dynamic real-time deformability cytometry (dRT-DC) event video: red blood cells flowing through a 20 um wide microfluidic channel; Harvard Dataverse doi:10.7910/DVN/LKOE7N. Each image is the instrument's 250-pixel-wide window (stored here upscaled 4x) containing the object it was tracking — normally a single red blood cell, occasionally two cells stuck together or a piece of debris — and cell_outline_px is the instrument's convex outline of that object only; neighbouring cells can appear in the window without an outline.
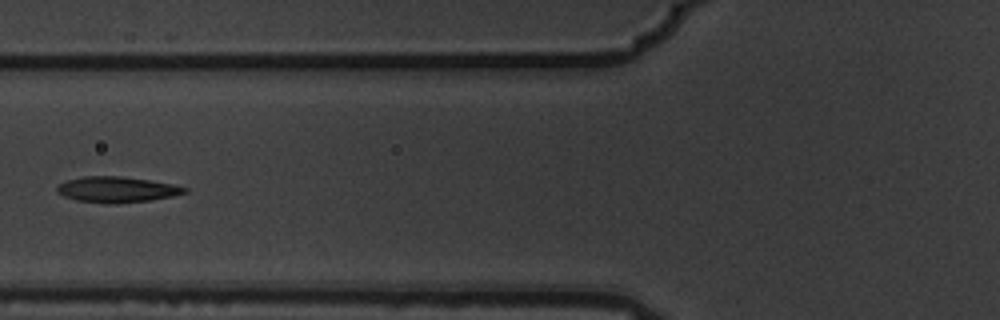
{"species": "common noctule bat (a hibernating species)", "species_latin": "Nyctalus noctula", "temperature_condition": "warm", "stored_images_in_passage": 7, "camera_frame_rate_fps": 3000, "um_per_image_px": 0.085, "animal": {"sex": "male", "body_mass_g": 19.5, "forearm_length_mm": 54.6}, "frame": {"image": 1, "passage_image": 6, "time_ms": 1.667, "image_size_px": [1000, 320], "cell_outline_px": [[188, 192], [172, 196], [152, 200], [116, 204], [104, 204], [76, 200], [64, 196], [56, 192], [56, 188], [60, 184], [68, 180], [84, 176], [120, 176], [148, 180], [172, 184], [188, 188]], "centroid_in_image_um": [9.93, 16.12], "position_along_channel_um": 115.9, "area_um2": 19.19}}
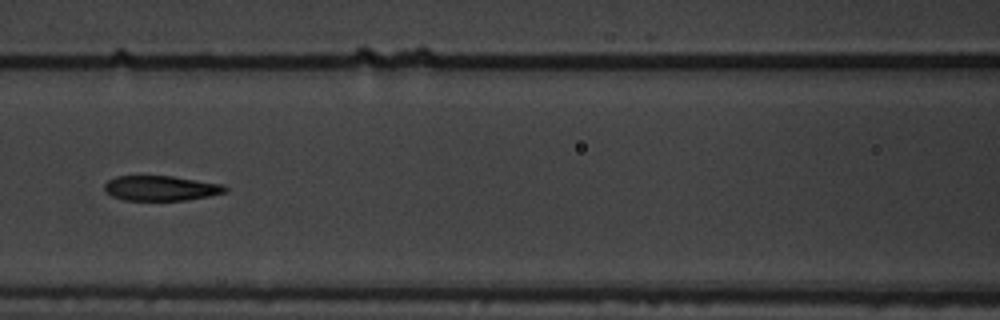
{"frame": {"image": 2, "passage_image": 7, "time_ms": 2.0, "image_size_px": [1000, 320], "cell_outline_px": [[228, 192], [208, 196], [184, 200], [124, 200], [112, 196], [104, 192], [104, 184], [108, 180], [116, 176], [172, 176], [224, 184], [228, 188]], "centroid_in_image_um": [13.67, 15.99], "position_along_channel_um": 152.9, "area_um2": 17.69}}